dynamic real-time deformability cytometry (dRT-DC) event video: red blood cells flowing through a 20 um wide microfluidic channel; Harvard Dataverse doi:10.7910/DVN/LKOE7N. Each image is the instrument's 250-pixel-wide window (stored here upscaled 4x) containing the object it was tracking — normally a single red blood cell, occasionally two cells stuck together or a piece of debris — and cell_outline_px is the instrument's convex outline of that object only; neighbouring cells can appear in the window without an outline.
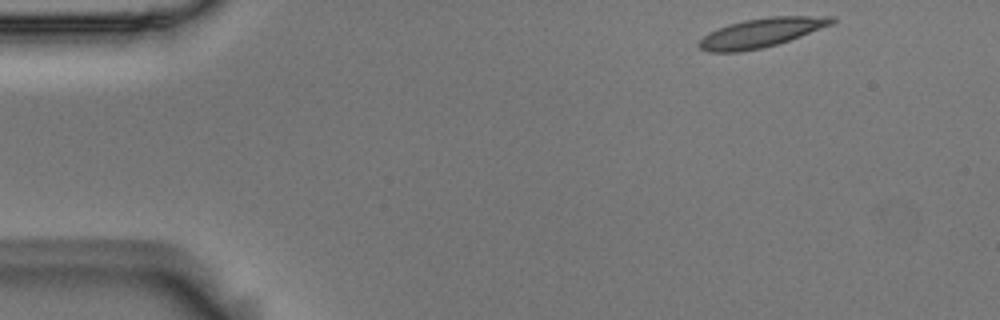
{"species": "Egyptian fruit bat (a non-hibernating species)", "species_latin": "Rousettus aegyptiacus", "temperature_condition": "room temperature", "stored_images_in_passage": 4, "camera_frame_rate_fps": 3000, "um_per_image_px": 0.085, "animal": {"sex": "male"}, "frame": {"image": 1, "passage_image": 1, "time_ms": 0.0, "image_size_px": [1000, 320], "cell_outline_px": [[836, 20], [832, 24], [800, 36], [776, 44], [760, 48], [740, 52], [708, 52], [700, 48], [696, 44], [708, 32], [728, 24], [744, 20], [768, 16], [836, 16]], "centroid_in_image_um": [64.68, 2.77], "position_along_channel_um": 20.3, "area_um2": 22.43}}
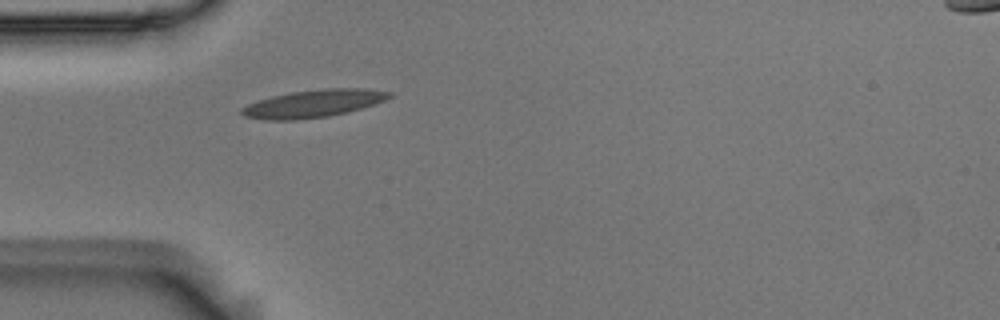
{"frame": {"image": 2, "passage_image": 4, "time_ms": 1.0, "image_size_px": [1000, 320], "cell_outline_px": [[392, 96], [384, 100], [360, 108], [328, 116], [296, 120], [264, 120], [244, 116], [240, 112], [240, 108], [248, 104], [272, 96], [292, 92], [324, 88], [364, 88], [392, 92]], "centroid_in_image_um": [26.6, 8.8], "position_along_channel_um": 58.4, "area_um2": 23.47}}